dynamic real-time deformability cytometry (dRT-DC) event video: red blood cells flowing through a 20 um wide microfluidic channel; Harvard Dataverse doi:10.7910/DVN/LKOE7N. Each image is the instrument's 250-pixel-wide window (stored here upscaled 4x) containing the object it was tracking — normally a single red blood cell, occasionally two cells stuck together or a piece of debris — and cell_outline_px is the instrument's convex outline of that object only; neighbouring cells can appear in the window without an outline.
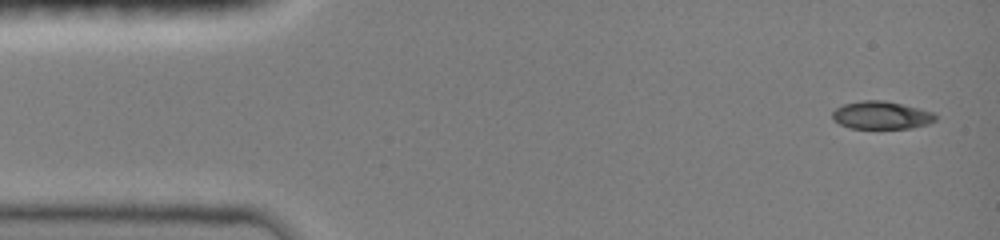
{"species": "common noctule bat (a hibernating species)", "species_latin": "Nyctalus noctula", "temperature_condition": "room temperature", "stored_images_in_passage": 37, "camera_frame_rate_fps": 3000, "um_per_image_px": 0.085, "animal": {"sex": "female", "body_mass_g": 19.0, "forearm_length_mm": 51.5}, "frame": {"image": 1, "passage_image": 1, "time_ms": 0.0, "image_size_px": [1000, 240], "cell_outline_px": [[936, 120], [928, 124], [912, 128], [852, 128], [840, 124], [832, 120], [832, 112], [836, 108], [844, 104], [860, 100], [884, 100], [920, 108], [932, 112], [936, 116]], "centroid_in_image_um": [74.91, 9.79], "position_along_channel_um": 10.1, "area_um2": 16.76}}
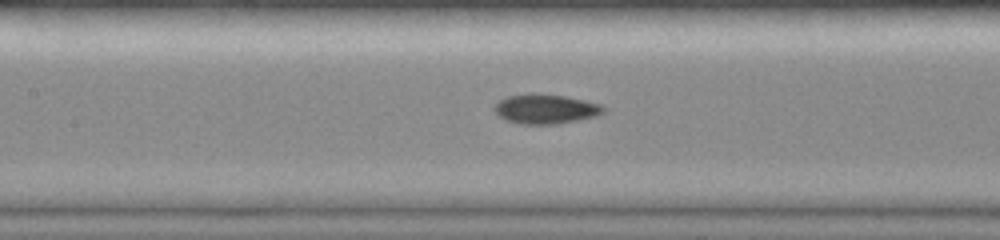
{"frame": {"image": 2, "passage_image": 14, "time_ms": 6.333, "image_size_px": [1000, 240], "cell_outline_px": [[604, 112], [596, 116], [560, 124], [520, 124], [508, 120], [500, 116], [492, 108], [500, 100], [508, 96], [532, 92], [536, 92], [564, 96], [584, 100], [600, 104], [604, 108]], "centroid_in_image_um": [46.37, 9.25], "position_along_channel_um": 161.0, "area_um2": 18.84}}
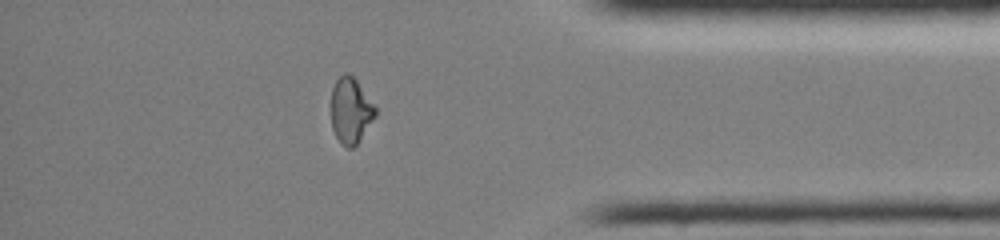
{"frame": {"image": 3, "passage_image": 28, "time_ms": 12.667, "image_size_px": [1000, 240], "cell_outline_px": [[376, 116], [360, 140], [352, 148], [348, 148], [340, 144], [332, 128], [332, 88], [336, 80], [344, 72], [348, 72], [356, 80], [376, 108]], "centroid_in_image_um": [29.8, 9.41], "position_along_channel_um": 405.4, "area_um2": 16.82}, "authors_computed_cell_mechanics": {"area_um2": 17.629, "velocity_mm_per_s": 4.0687, "shape_relaxation_time_tau1_ms": 6.9187, "shape_relaxation_time_tau2_ms": 3.2723, "deformation_change_tau1": 0.2176, "deformation_change_tau2": 0.0806}}